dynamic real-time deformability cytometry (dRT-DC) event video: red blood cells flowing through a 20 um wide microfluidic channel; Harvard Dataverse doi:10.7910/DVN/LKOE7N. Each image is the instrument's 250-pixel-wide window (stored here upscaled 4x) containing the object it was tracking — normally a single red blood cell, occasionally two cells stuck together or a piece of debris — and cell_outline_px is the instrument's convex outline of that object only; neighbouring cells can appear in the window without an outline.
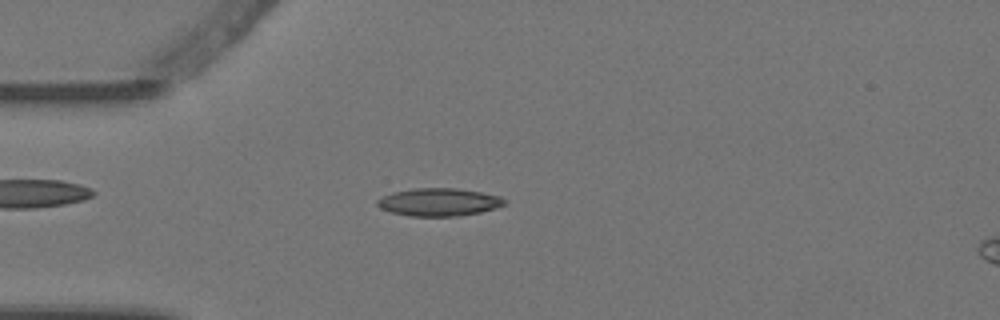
{"species": "Egyptian fruit bat (a non-hibernating species)", "species_latin": "Rousettus aegyptiacus", "temperature_condition": "warm", "stored_images_in_passage": 2, "camera_frame_rate_fps": 3000, "um_per_image_px": 0.085, "animal": {"sex": "female"}, "frame": {"image": 1, "passage_image": 2, "time_ms": 0.333, "image_size_px": [1000, 320], "cell_outline_px": [[504, 204], [496, 208], [480, 212], [460, 216], [408, 216], [392, 212], [380, 208], [376, 204], [376, 200], [392, 192], [416, 188], [456, 188], [480, 192], [500, 196], [504, 200]], "centroid_in_image_um": [37.28, 17.18], "position_along_channel_um": 47.7, "area_um2": 20.52}}